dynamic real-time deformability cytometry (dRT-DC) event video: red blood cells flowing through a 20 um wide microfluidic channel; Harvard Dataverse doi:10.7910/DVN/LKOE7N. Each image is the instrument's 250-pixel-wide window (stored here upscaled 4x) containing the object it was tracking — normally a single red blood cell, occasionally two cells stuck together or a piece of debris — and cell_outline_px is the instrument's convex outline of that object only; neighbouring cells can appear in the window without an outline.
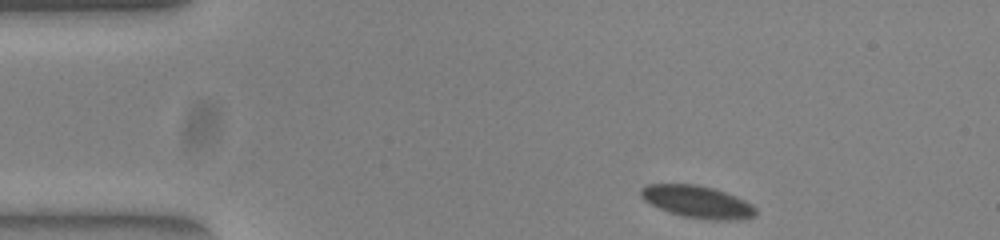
{"species": "common noctule bat (a hibernating species)", "species_latin": "Nyctalus noctula", "temperature_condition": "warm", "stored_images_in_passage": 48, "camera_frame_rate_fps": 3000, "um_per_image_px": 0.085, "animal": {"sex": "female", "body_mass_g": 23.0, "forearm_length_mm": 53.4}, "frame": {"image": 1, "passage_image": 1, "time_ms": 0.0, "image_size_px": [1000, 240], "cell_outline_px": [[756, 216], [728, 220], [716, 220], [684, 216], [660, 208], [644, 200], [640, 196], [640, 188], [648, 184], [696, 184], [712, 188], [724, 192], [744, 200], [752, 204], [756, 208]], "centroid_in_image_um": [59.27, 17.14], "position_along_channel_um": 25.7, "area_um2": 21.15}}
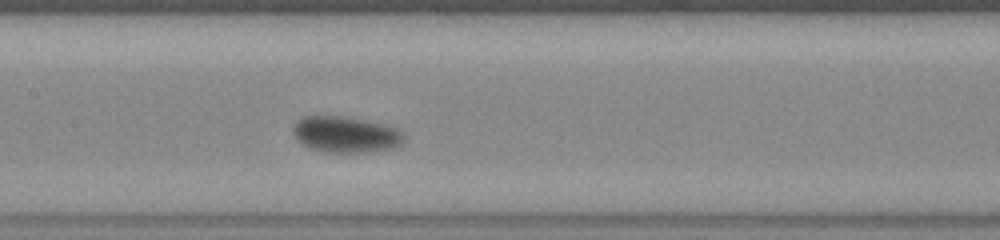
{"frame": {"image": 2, "passage_image": 19, "time_ms": 6.0, "image_size_px": [1000, 240], "cell_outline_px": [[408, 136], [404, 144], [396, 148], [360, 152], [328, 152], [312, 148], [304, 144], [292, 132], [292, 128], [296, 120], [304, 116], [344, 116], [388, 124], [400, 128]], "centroid_in_image_um": [29.51, 11.41], "position_along_channel_um": 177.9, "area_um2": 23.76}}
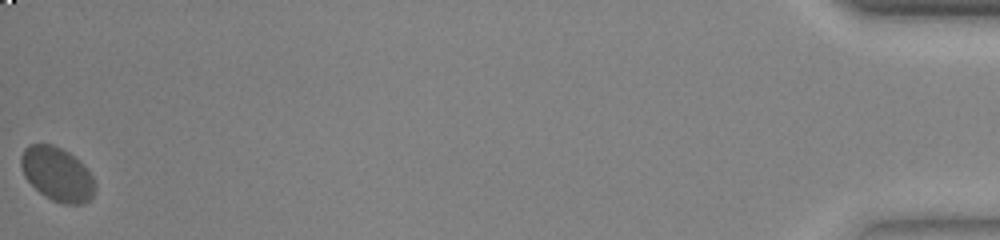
{"frame": {"image": 3, "passage_image": 48, "time_ms": 15.667, "image_size_px": [1000, 240], "cell_outline_px": [[96, 188], [92, 196], [84, 204], [64, 204], [52, 200], [44, 196], [24, 176], [20, 164], [20, 156], [24, 148], [28, 144], [52, 144], [68, 152], [80, 160], [84, 164], [92, 176], [96, 184]], "centroid_in_image_um": [4.86, 14.79], "position_along_channel_um": 430.3, "area_um2": 23.41}, "authors_computed_cell_mechanics": {"area_um2": 22.542, "velocity_mm_per_s": 3.675, "shape_relaxation_time_tau1_ms": 1.0506, "shape_relaxation_time_tau2_ms": null, "deformation_change_tau1": 0.0717, "deformation_change_tau2": null}}